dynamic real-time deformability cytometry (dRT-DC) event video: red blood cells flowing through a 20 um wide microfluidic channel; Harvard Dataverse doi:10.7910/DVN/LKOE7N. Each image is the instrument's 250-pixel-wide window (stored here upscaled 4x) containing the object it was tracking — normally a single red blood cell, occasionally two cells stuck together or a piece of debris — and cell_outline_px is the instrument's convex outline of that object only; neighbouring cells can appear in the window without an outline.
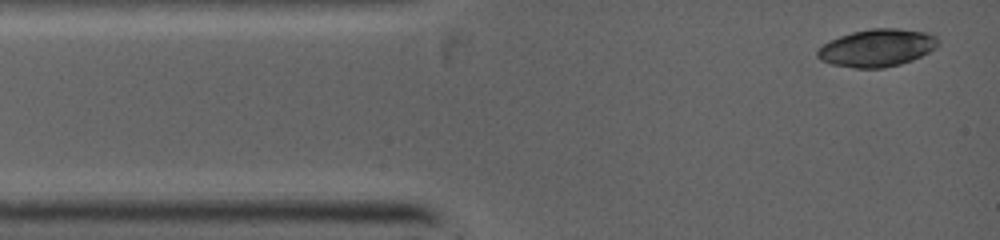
{"species": "common noctule bat (a hibernating species)", "species_latin": "Nyctalus noctula", "temperature_condition": "warm", "stored_images_in_passage": 6, "camera_frame_rate_fps": 5000, "um_per_image_px": 0.085, "animal": {"sex": "female", "body_mass_g": 19.0, "forearm_length_mm": 53.3}, "frame": {"image": 1, "passage_image": 1, "time_ms": 0.0, "image_size_px": [1000, 240], "cell_outline_px": [[940, 40], [936, 48], [912, 60], [900, 64], [884, 68], [856, 68], [832, 64], [820, 60], [816, 56], [816, 48], [840, 36], [852, 32], [872, 28], [900, 28], [932, 32]], "centroid_in_image_um": [74.57, 4.05], "position_along_channel_um": 10.4, "area_um2": 26.65}}